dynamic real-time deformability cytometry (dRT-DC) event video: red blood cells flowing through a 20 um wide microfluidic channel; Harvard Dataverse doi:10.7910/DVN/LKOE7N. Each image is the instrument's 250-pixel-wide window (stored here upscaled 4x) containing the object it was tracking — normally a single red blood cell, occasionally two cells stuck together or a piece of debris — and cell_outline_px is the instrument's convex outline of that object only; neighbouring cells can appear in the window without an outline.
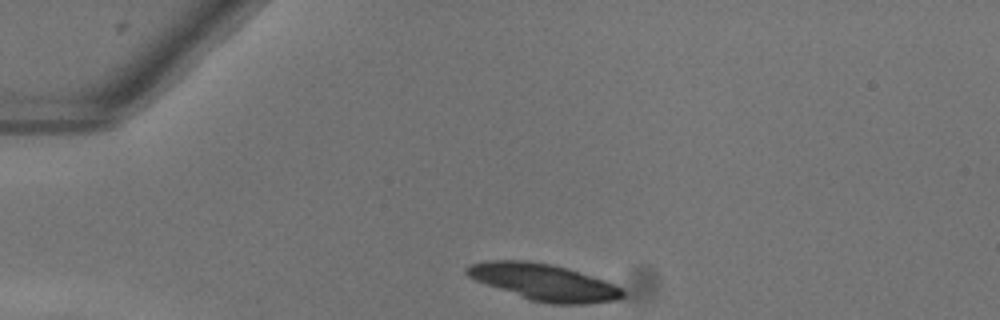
{"species": "common noctule bat (a hibernating species)", "species_latin": "Nyctalus noctula", "temperature_condition": "warm", "stored_images_in_passage": 40, "camera_frame_rate_fps": 3000, "um_per_image_px": 0.085, "animal": {"sex": "female"}, "frame": {"image": 1, "passage_image": 1, "time_ms": 0.0, "image_size_px": [1000, 320], "cell_outline_px": [[624, 296], [616, 300], [588, 304], [552, 304], [532, 300], [476, 280], [468, 276], [464, 272], [464, 268], [472, 264], [488, 260], [528, 260], [552, 264], [568, 268], [604, 280], [620, 288], [624, 292]], "centroid_in_image_um": [46.24, 23.97], "position_along_channel_um": 38.8, "area_um2": 32.89}}